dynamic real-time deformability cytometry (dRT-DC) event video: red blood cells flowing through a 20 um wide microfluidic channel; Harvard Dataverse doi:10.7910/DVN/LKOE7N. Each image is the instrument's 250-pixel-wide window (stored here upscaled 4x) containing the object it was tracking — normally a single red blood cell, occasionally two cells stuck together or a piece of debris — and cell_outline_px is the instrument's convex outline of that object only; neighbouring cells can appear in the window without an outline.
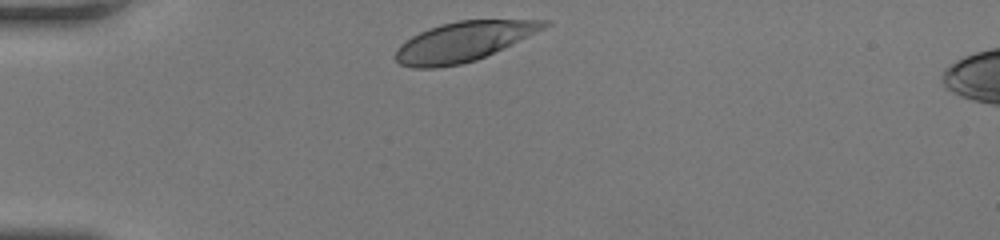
{"species": "human", "species_latin": "Homo sapiens", "temperature_condition": "room temperature", "stored_images_in_passage": 28, "camera_frame_rate_fps": 3000, "um_per_image_px": 0.085, "donor": {"sex": "female"}, "frame": {"image": 1, "passage_image": 1, "time_ms": 0.0, "image_size_px": [1000, 240], "cell_outline_px": [[552, 24], [504, 48], [476, 60], [460, 64], [436, 68], [412, 68], [400, 64], [392, 56], [396, 48], [404, 40], [428, 28], [440, 24], [456, 20], [552, 20]], "centroid_in_image_um": [39.34, 3.54], "position_along_channel_um": 45.7, "area_um2": 34.39}}
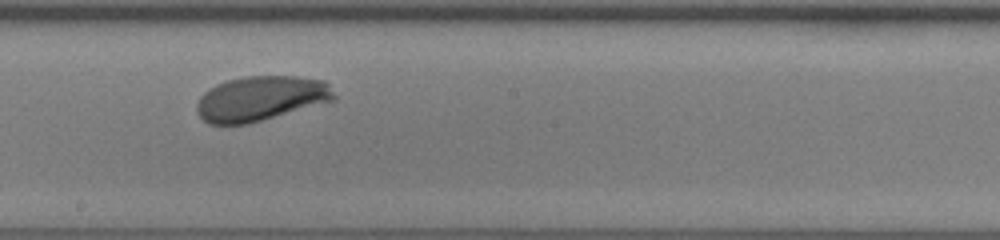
{"frame": {"image": 2, "passage_image": 16, "time_ms": 5.0, "image_size_px": [1000, 240], "cell_outline_px": [[336, 100], [248, 124], [208, 124], [196, 112], [196, 104], [200, 96], [204, 92], [216, 84], [228, 80], [248, 76], [296, 76], [324, 80], [328, 84], [336, 96]], "centroid_in_image_um": [22.17, 8.37], "position_along_channel_um": 226.0, "area_um2": 35.95}}
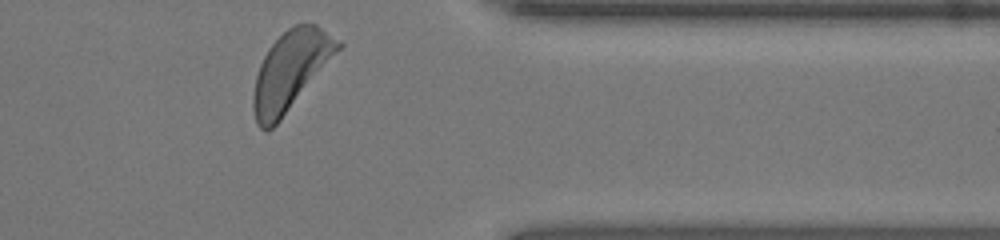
{"frame": {"image": 3, "passage_image": 28, "time_ms": 9.0, "image_size_px": [1000, 240], "cell_outline_px": [[344, 44], [280, 120], [272, 128], [264, 132], [256, 124], [252, 108], [252, 96], [256, 76], [260, 64], [268, 48], [288, 28], [296, 24], [316, 24]], "centroid_in_image_um": [24.66, 6.02], "position_along_channel_um": 386.7, "area_um2": 38.26}, "authors_computed_cell_mechanics": {"area_um2": 35.9516, "velocity_mm_per_s": 4.2666, "shape_relaxation_time_tau1_ms": 1.2168, "shape_relaxation_time_tau2_ms": null, "deformation_change_tau1": 0.0912, "deformation_change_tau2": null}}